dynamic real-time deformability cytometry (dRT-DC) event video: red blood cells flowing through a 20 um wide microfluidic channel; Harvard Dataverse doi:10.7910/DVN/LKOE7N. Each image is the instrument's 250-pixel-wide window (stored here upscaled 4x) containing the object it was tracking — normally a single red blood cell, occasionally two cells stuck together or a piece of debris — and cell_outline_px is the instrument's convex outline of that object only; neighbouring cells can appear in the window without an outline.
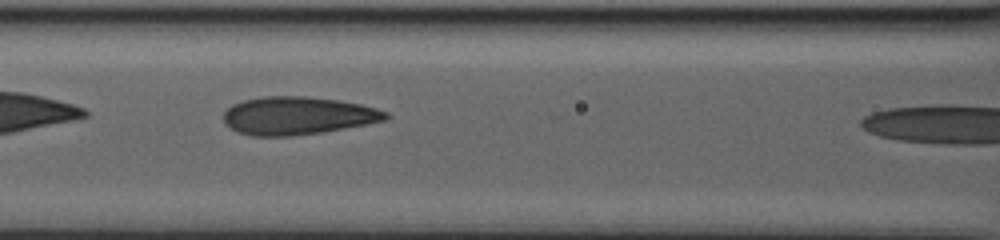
{"species": "human", "species_latin": "Homo sapiens", "temperature_condition": "warm", "stored_images_in_passage": 44, "camera_frame_rate_fps": 3000, "um_per_image_px": 0.085, "donor": {"sex": "male"}, "frame": {"image": 1, "passage_image": 10, "time_ms": 3.0, "image_size_px": [1000, 240], "cell_outline_px": [[388, 120], [368, 124], [320, 132], [292, 136], [252, 136], [240, 132], [224, 124], [224, 112], [232, 104], [244, 100], [264, 96], [304, 96], [340, 100], [360, 104], [376, 108], [388, 112]], "centroid_in_image_um": [25.31, 9.83], "position_along_channel_um": 141.3, "area_um2": 35.84}}
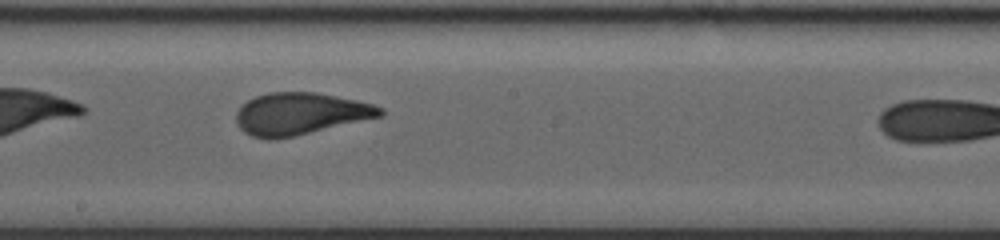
{"frame": {"image": 2, "passage_image": 21, "time_ms": 6.667, "image_size_px": [1000, 240], "cell_outline_px": [[384, 116], [292, 136], [272, 140], [268, 140], [252, 136], [244, 132], [236, 124], [236, 112], [240, 104], [256, 96], [268, 92], [316, 92], [356, 100], [372, 104], [384, 108]], "centroid_in_image_um": [25.5, 9.66], "position_along_channel_um": 222.7, "area_um2": 35.37}}
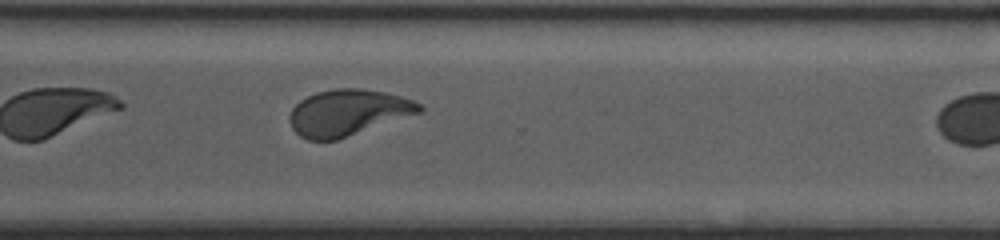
{"frame": {"image": 3, "passage_image": 37, "time_ms": 12.0, "image_size_px": [1000, 240], "cell_outline_px": [[424, 108], [420, 112], [336, 140], [308, 140], [300, 136], [292, 128], [288, 120], [288, 116], [292, 108], [300, 100], [316, 92], [336, 88], [360, 88], [384, 92], [400, 96], [412, 100], [420, 104]], "centroid_in_image_um": [29.52, 9.56], "position_along_channel_um": 341.1, "area_um2": 34.62}}